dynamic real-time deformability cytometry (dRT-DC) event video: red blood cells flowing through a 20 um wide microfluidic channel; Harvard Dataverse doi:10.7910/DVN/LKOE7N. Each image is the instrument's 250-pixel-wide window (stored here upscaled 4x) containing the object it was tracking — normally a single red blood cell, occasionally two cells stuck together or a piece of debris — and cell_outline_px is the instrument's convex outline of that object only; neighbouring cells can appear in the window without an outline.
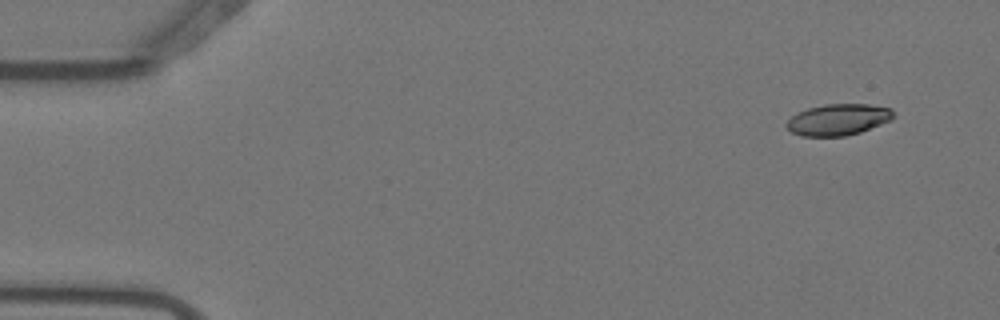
{"species": "Egyptian fruit bat (a non-hibernating species)", "species_latin": "Rousettus aegyptiacus", "temperature_condition": "warm", "stored_images_in_passage": 3, "camera_frame_rate_fps": 3000, "um_per_image_px": 0.085, "animal": {"sex": "female"}, "frame": {"image": 1, "passage_image": 1, "time_ms": 0.0, "image_size_px": [1000, 320], "cell_outline_px": [[892, 120], [860, 132], [844, 136], [800, 136], [792, 132], [784, 124], [792, 116], [808, 108], [824, 104], [868, 104], [892, 108]], "centroid_in_image_um": [71.24, 10.16], "position_along_channel_um": 13.8, "area_um2": 19.42}}